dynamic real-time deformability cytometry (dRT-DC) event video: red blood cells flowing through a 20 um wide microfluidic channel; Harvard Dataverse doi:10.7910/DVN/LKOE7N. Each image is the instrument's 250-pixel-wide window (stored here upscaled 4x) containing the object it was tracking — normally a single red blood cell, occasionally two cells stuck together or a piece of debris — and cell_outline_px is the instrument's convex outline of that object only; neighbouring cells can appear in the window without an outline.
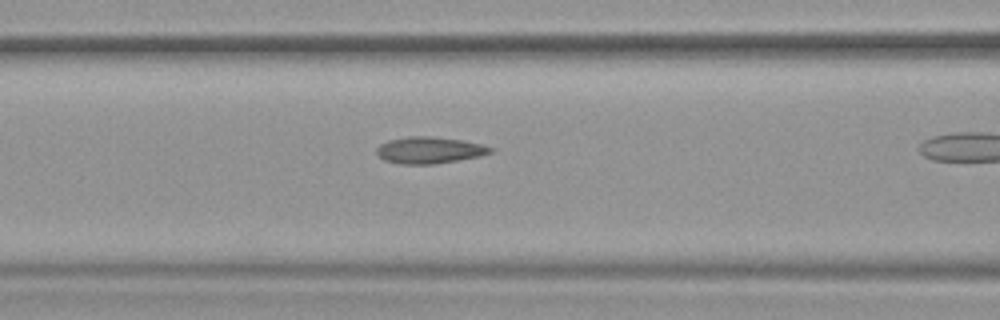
{"species": "common noctule bat (a hibernating species)", "species_latin": "Nyctalus noctula", "temperature_condition": "warm", "stored_images_in_passage": 14, "camera_frame_rate_fps": 3000, "um_per_image_px": 0.085, "animal": {"sex": "female", "body_mass_g": 19.9}, "frame": {"image": 1, "passage_image": 10, "time_ms": 3.0, "image_size_px": [1000, 320], "cell_outline_px": [[496, 148], [492, 152], [480, 156], [436, 164], [400, 164], [384, 160], [376, 152], [376, 148], [380, 144], [388, 140], [408, 136], [432, 136], [460, 140], [480, 144]], "centroid_in_image_um": [36.49, 12.76], "position_along_channel_um": 130.1, "area_um2": 17.69}}